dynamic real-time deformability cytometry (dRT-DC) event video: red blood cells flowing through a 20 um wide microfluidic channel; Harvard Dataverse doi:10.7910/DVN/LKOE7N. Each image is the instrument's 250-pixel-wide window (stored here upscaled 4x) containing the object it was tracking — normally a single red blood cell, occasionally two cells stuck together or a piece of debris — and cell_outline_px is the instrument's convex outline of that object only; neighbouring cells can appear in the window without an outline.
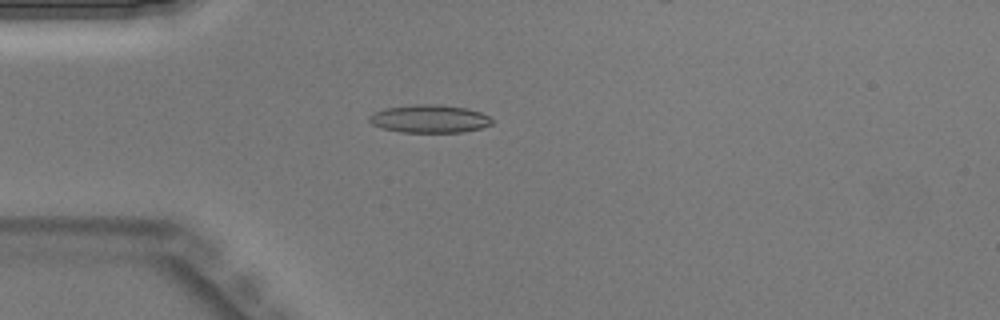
{"species": "Egyptian fruit bat (a non-hibernating species)", "species_latin": "Rousettus aegyptiacus", "temperature_condition": "warm", "stored_images_in_passage": 44, "camera_frame_rate_fps": 3000, "um_per_image_px": 0.085, "animal": {"sex": "male"}, "frame": {"image": 1, "passage_image": 12, "time_ms": 3.667, "image_size_px": [1000, 320], "cell_outline_px": [[492, 124], [480, 128], [460, 132], [400, 132], [384, 128], [372, 124], [368, 120], [368, 116], [384, 108], [412, 104], [436, 104], [468, 108], [480, 112], [488, 116], [492, 120]], "centroid_in_image_um": [36.49, 10.09], "position_along_channel_um": 48.5, "area_um2": 19.94}}
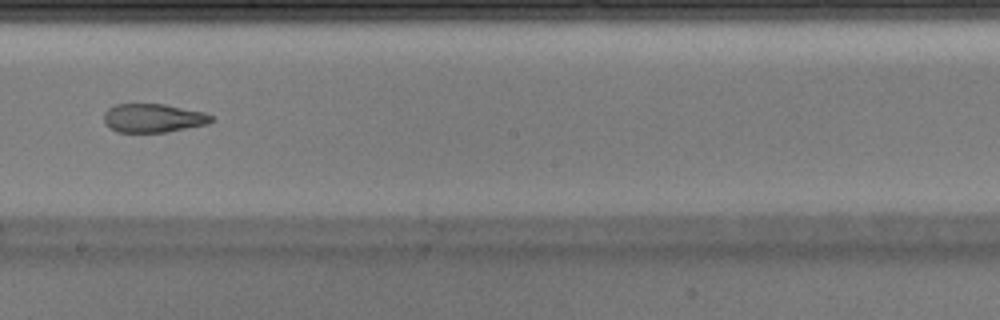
{"frame": {"image": 2, "passage_image": 25, "time_ms": 8.0, "image_size_px": [1000, 320], "cell_outline_px": [[216, 120], [208, 124], [164, 132], [116, 132], [108, 128], [104, 124], [104, 112], [108, 108], [116, 104], [164, 104], [204, 112], [212, 116]], "centroid_in_image_um": [13.0, 10.04], "position_along_channel_um": 235.2, "area_um2": 18.09}}
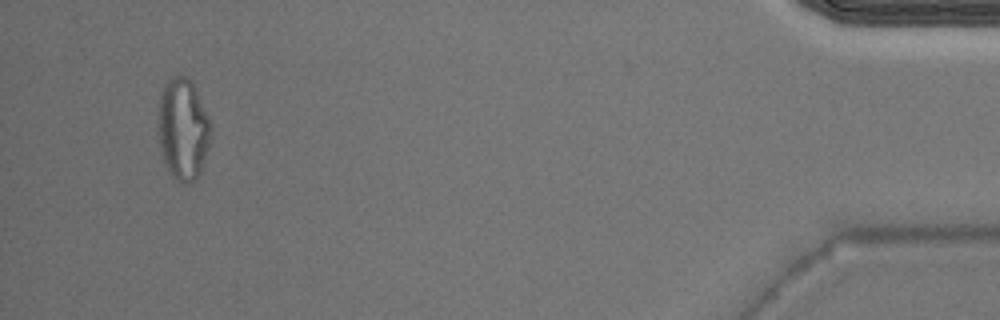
{"frame": {"image": 3, "passage_image": 42, "time_ms": 13.667, "image_size_px": [1000, 320], "cell_outline_px": [[212, 132], [208, 148], [200, 172], [196, 180], [188, 184], [184, 184], [176, 180], [172, 176], [164, 160], [160, 148], [156, 132], [160, 96], [168, 80], [172, 76], [184, 76], [196, 88], [212, 124]], "centroid_in_image_um": [15.56, 11.0], "position_along_channel_um": 419.6, "area_um2": 31.5}}